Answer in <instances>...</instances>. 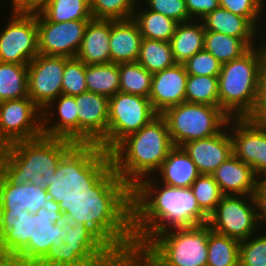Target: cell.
Listing matches in <instances>:
<instances>
[{
	"label": "cell",
	"mask_w": 266,
	"mask_h": 266,
	"mask_svg": "<svg viewBox=\"0 0 266 266\" xmlns=\"http://www.w3.org/2000/svg\"><path fill=\"white\" fill-rule=\"evenodd\" d=\"M185 102L219 106L218 77L188 75Z\"/></svg>",
	"instance_id": "obj_38"
},
{
	"label": "cell",
	"mask_w": 266,
	"mask_h": 266,
	"mask_svg": "<svg viewBox=\"0 0 266 266\" xmlns=\"http://www.w3.org/2000/svg\"><path fill=\"white\" fill-rule=\"evenodd\" d=\"M263 43L222 64L218 76L219 107L230 118L256 117L259 113Z\"/></svg>",
	"instance_id": "obj_5"
},
{
	"label": "cell",
	"mask_w": 266,
	"mask_h": 266,
	"mask_svg": "<svg viewBox=\"0 0 266 266\" xmlns=\"http://www.w3.org/2000/svg\"><path fill=\"white\" fill-rule=\"evenodd\" d=\"M258 233L239 243V266H266V233Z\"/></svg>",
	"instance_id": "obj_41"
},
{
	"label": "cell",
	"mask_w": 266,
	"mask_h": 266,
	"mask_svg": "<svg viewBox=\"0 0 266 266\" xmlns=\"http://www.w3.org/2000/svg\"><path fill=\"white\" fill-rule=\"evenodd\" d=\"M61 227L67 236L64 243L89 266H125L126 264L87 226L63 218Z\"/></svg>",
	"instance_id": "obj_17"
},
{
	"label": "cell",
	"mask_w": 266,
	"mask_h": 266,
	"mask_svg": "<svg viewBox=\"0 0 266 266\" xmlns=\"http://www.w3.org/2000/svg\"><path fill=\"white\" fill-rule=\"evenodd\" d=\"M188 75L218 77L221 71L220 63L211 53L203 49L184 63Z\"/></svg>",
	"instance_id": "obj_44"
},
{
	"label": "cell",
	"mask_w": 266,
	"mask_h": 266,
	"mask_svg": "<svg viewBox=\"0 0 266 266\" xmlns=\"http://www.w3.org/2000/svg\"><path fill=\"white\" fill-rule=\"evenodd\" d=\"M136 6L135 0H90V11L93 19H131Z\"/></svg>",
	"instance_id": "obj_39"
},
{
	"label": "cell",
	"mask_w": 266,
	"mask_h": 266,
	"mask_svg": "<svg viewBox=\"0 0 266 266\" xmlns=\"http://www.w3.org/2000/svg\"><path fill=\"white\" fill-rule=\"evenodd\" d=\"M182 147L195 163L200 174L211 175L233 155L228 126L216 135L187 142Z\"/></svg>",
	"instance_id": "obj_21"
},
{
	"label": "cell",
	"mask_w": 266,
	"mask_h": 266,
	"mask_svg": "<svg viewBox=\"0 0 266 266\" xmlns=\"http://www.w3.org/2000/svg\"><path fill=\"white\" fill-rule=\"evenodd\" d=\"M10 13L0 29V62L28 64L39 54L36 9Z\"/></svg>",
	"instance_id": "obj_12"
},
{
	"label": "cell",
	"mask_w": 266,
	"mask_h": 266,
	"mask_svg": "<svg viewBox=\"0 0 266 266\" xmlns=\"http://www.w3.org/2000/svg\"><path fill=\"white\" fill-rule=\"evenodd\" d=\"M142 38L139 27L132 18L111 20V63L137 62Z\"/></svg>",
	"instance_id": "obj_26"
},
{
	"label": "cell",
	"mask_w": 266,
	"mask_h": 266,
	"mask_svg": "<svg viewBox=\"0 0 266 266\" xmlns=\"http://www.w3.org/2000/svg\"><path fill=\"white\" fill-rule=\"evenodd\" d=\"M200 209L209 216L224 194L212 175L200 174L190 187Z\"/></svg>",
	"instance_id": "obj_40"
},
{
	"label": "cell",
	"mask_w": 266,
	"mask_h": 266,
	"mask_svg": "<svg viewBox=\"0 0 266 266\" xmlns=\"http://www.w3.org/2000/svg\"><path fill=\"white\" fill-rule=\"evenodd\" d=\"M84 64L79 59L70 58L65 63V69L62 78V94L67 96H76L88 91L85 80Z\"/></svg>",
	"instance_id": "obj_42"
},
{
	"label": "cell",
	"mask_w": 266,
	"mask_h": 266,
	"mask_svg": "<svg viewBox=\"0 0 266 266\" xmlns=\"http://www.w3.org/2000/svg\"><path fill=\"white\" fill-rule=\"evenodd\" d=\"M42 135V110L29 97L0 102V148Z\"/></svg>",
	"instance_id": "obj_13"
},
{
	"label": "cell",
	"mask_w": 266,
	"mask_h": 266,
	"mask_svg": "<svg viewBox=\"0 0 266 266\" xmlns=\"http://www.w3.org/2000/svg\"><path fill=\"white\" fill-rule=\"evenodd\" d=\"M76 143L40 136L0 148V173L12 184L47 188L62 157Z\"/></svg>",
	"instance_id": "obj_4"
},
{
	"label": "cell",
	"mask_w": 266,
	"mask_h": 266,
	"mask_svg": "<svg viewBox=\"0 0 266 266\" xmlns=\"http://www.w3.org/2000/svg\"><path fill=\"white\" fill-rule=\"evenodd\" d=\"M224 195H254L258 177L253 168L231 155L212 174Z\"/></svg>",
	"instance_id": "obj_23"
},
{
	"label": "cell",
	"mask_w": 266,
	"mask_h": 266,
	"mask_svg": "<svg viewBox=\"0 0 266 266\" xmlns=\"http://www.w3.org/2000/svg\"><path fill=\"white\" fill-rule=\"evenodd\" d=\"M39 54L75 58L90 20L50 22L36 9Z\"/></svg>",
	"instance_id": "obj_15"
},
{
	"label": "cell",
	"mask_w": 266,
	"mask_h": 266,
	"mask_svg": "<svg viewBox=\"0 0 266 266\" xmlns=\"http://www.w3.org/2000/svg\"><path fill=\"white\" fill-rule=\"evenodd\" d=\"M37 9L55 23L93 19L90 0H45Z\"/></svg>",
	"instance_id": "obj_31"
},
{
	"label": "cell",
	"mask_w": 266,
	"mask_h": 266,
	"mask_svg": "<svg viewBox=\"0 0 266 266\" xmlns=\"http://www.w3.org/2000/svg\"><path fill=\"white\" fill-rule=\"evenodd\" d=\"M201 21L205 30L240 38L250 48L256 46L259 41L263 42L257 37L260 31L246 17L234 14L220 6L208 13Z\"/></svg>",
	"instance_id": "obj_27"
},
{
	"label": "cell",
	"mask_w": 266,
	"mask_h": 266,
	"mask_svg": "<svg viewBox=\"0 0 266 266\" xmlns=\"http://www.w3.org/2000/svg\"><path fill=\"white\" fill-rule=\"evenodd\" d=\"M63 218L59 204L48 197V205L29 214V242L6 266H36L51 246L59 247L67 236L61 227Z\"/></svg>",
	"instance_id": "obj_9"
},
{
	"label": "cell",
	"mask_w": 266,
	"mask_h": 266,
	"mask_svg": "<svg viewBox=\"0 0 266 266\" xmlns=\"http://www.w3.org/2000/svg\"><path fill=\"white\" fill-rule=\"evenodd\" d=\"M233 155L266 176V124L256 117L230 118L227 123Z\"/></svg>",
	"instance_id": "obj_14"
},
{
	"label": "cell",
	"mask_w": 266,
	"mask_h": 266,
	"mask_svg": "<svg viewBox=\"0 0 266 266\" xmlns=\"http://www.w3.org/2000/svg\"><path fill=\"white\" fill-rule=\"evenodd\" d=\"M36 266H89L75 251L62 242L53 245L47 255Z\"/></svg>",
	"instance_id": "obj_45"
},
{
	"label": "cell",
	"mask_w": 266,
	"mask_h": 266,
	"mask_svg": "<svg viewBox=\"0 0 266 266\" xmlns=\"http://www.w3.org/2000/svg\"><path fill=\"white\" fill-rule=\"evenodd\" d=\"M137 62L152 74L176 64L170 42L146 38H142Z\"/></svg>",
	"instance_id": "obj_35"
},
{
	"label": "cell",
	"mask_w": 266,
	"mask_h": 266,
	"mask_svg": "<svg viewBox=\"0 0 266 266\" xmlns=\"http://www.w3.org/2000/svg\"><path fill=\"white\" fill-rule=\"evenodd\" d=\"M42 131L43 136L63 138L78 143L76 96L61 94L42 109Z\"/></svg>",
	"instance_id": "obj_20"
},
{
	"label": "cell",
	"mask_w": 266,
	"mask_h": 266,
	"mask_svg": "<svg viewBox=\"0 0 266 266\" xmlns=\"http://www.w3.org/2000/svg\"><path fill=\"white\" fill-rule=\"evenodd\" d=\"M144 0H135L136 3H142Z\"/></svg>",
	"instance_id": "obj_52"
},
{
	"label": "cell",
	"mask_w": 266,
	"mask_h": 266,
	"mask_svg": "<svg viewBox=\"0 0 266 266\" xmlns=\"http://www.w3.org/2000/svg\"><path fill=\"white\" fill-rule=\"evenodd\" d=\"M185 4L192 20H201L220 6L219 0H185Z\"/></svg>",
	"instance_id": "obj_47"
},
{
	"label": "cell",
	"mask_w": 266,
	"mask_h": 266,
	"mask_svg": "<svg viewBox=\"0 0 266 266\" xmlns=\"http://www.w3.org/2000/svg\"><path fill=\"white\" fill-rule=\"evenodd\" d=\"M143 3L149 10L161 13L178 23L192 20L187 12L185 0H144Z\"/></svg>",
	"instance_id": "obj_46"
},
{
	"label": "cell",
	"mask_w": 266,
	"mask_h": 266,
	"mask_svg": "<svg viewBox=\"0 0 266 266\" xmlns=\"http://www.w3.org/2000/svg\"><path fill=\"white\" fill-rule=\"evenodd\" d=\"M132 19L137 23L143 38L164 42H170L178 25L172 18L151 11L141 3H137Z\"/></svg>",
	"instance_id": "obj_30"
},
{
	"label": "cell",
	"mask_w": 266,
	"mask_h": 266,
	"mask_svg": "<svg viewBox=\"0 0 266 266\" xmlns=\"http://www.w3.org/2000/svg\"><path fill=\"white\" fill-rule=\"evenodd\" d=\"M166 121L174 146L220 133L230 117L219 107L183 102L160 114Z\"/></svg>",
	"instance_id": "obj_8"
},
{
	"label": "cell",
	"mask_w": 266,
	"mask_h": 266,
	"mask_svg": "<svg viewBox=\"0 0 266 266\" xmlns=\"http://www.w3.org/2000/svg\"><path fill=\"white\" fill-rule=\"evenodd\" d=\"M69 59L38 54L28 63V97L41 110L62 94V78Z\"/></svg>",
	"instance_id": "obj_16"
},
{
	"label": "cell",
	"mask_w": 266,
	"mask_h": 266,
	"mask_svg": "<svg viewBox=\"0 0 266 266\" xmlns=\"http://www.w3.org/2000/svg\"><path fill=\"white\" fill-rule=\"evenodd\" d=\"M113 168L111 154L98 144L76 143L60 160L49 186L50 199L84 196Z\"/></svg>",
	"instance_id": "obj_6"
},
{
	"label": "cell",
	"mask_w": 266,
	"mask_h": 266,
	"mask_svg": "<svg viewBox=\"0 0 266 266\" xmlns=\"http://www.w3.org/2000/svg\"><path fill=\"white\" fill-rule=\"evenodd\" d=\"M254 197L257 205L258 224H260V230V228H263L261 225L266 224V176L258 178Z\"/></svg>",
	"instance_id": "obj_48"
},
{
	"label": "cell",
	"mask_w": 266,
	"mask_h": 266,
	"mask_svg": "<svg viewBox=\"0 0 266 266\" xmlns=\"http://www.w3.org/2000/svg\"><path fill=\"white\" fill-rule=\"evenodd\" d=\"M27 65L0 62V102L28 97Z\"/></svg>",
	"instance_id": "obj_33"
},
{
	"label": "cell",
	"mask_w": 266,
	"mask_h": 266,
	"mask_svg": "<svg viewBox=\"0 0 266 266\" xmlns=\"http://www.w3.org/2000/svg\"><path fill=\"white\" fill-rule=\"evenodd\" d=\"M87 90L108 99L119 92V65L116 63L86 65Z\"/></svg>",
	"instance_id": "obj_32"
},
{
	"label": "cell",
	"mask_w": 266,
	"mask_h": 266,
	"mask_svg": "<svg viewBox=\"0 0 266 266\" xmlns=\"http://www.w3.org/2000/svg\"><path fill=\"white\" fill-rule=\"evenodd\" d=\"M199 176L195 163L184 148L174 146L153 177L164 185L190 188Z\"/></svg>",
	"instance_id": "obj_28"
},
{
	"label": "cell",
	"mask_w": 266,
	"mask_h": 266,
	"mask_svg": "<svg viewBox=\"0 0 266 266\" xmlns=\"http://www.w3.org/2000/svg\"><path fill=\"white\" fill-rule=\"evenodd\" d=\"M208 224L157 234L136 256V266H207Z\"/></svg>",
	"instance_id": "obj_7"
},
{
	"label": "cell",
	"mask_w": 266,
	"mask_h": 266,
	"mask_svg": "<svg viewBox=\"0 0 266 266\" xmlns=\"http://www.w3.org/2000/svg\"><path fill=\"white\" fill-rule=\"evenodd\" d=\"M256 118L261 121L264 122L266 124V111H260L258 113V115L256 116Z\"/></svg>",
	"instance_id": "obj_50"
},
{
	"label": "cell",
	"mask_w": 266,
	"mask_h": 266,
	"mask_svg": "<svg viewBox=\"0 0 266 266\" xmlns=\"http://www.w3.org/2000/svg\"><path fill=\"white\" fill-rule=\"evenodd\" d=\"M208 223L191 188L173 187L153 176L132 188V232L137 254L160 232Z\"/></svg>",
	"instance_id": "obj_2"
},
{
	"label": "cell",
	"mask_w": 266,
	"mask_h": 266,
	"mask_svg": "<svg viewBox=\"0 0 266 266\" xmlns=\"http://www.w3.org/2000/svg\"><path fill=\"white\" fill-rule=\"evenodd\" d=\"M125 266H136V265L132 262V263L126 264Z\"/></svg>",
	"instance_id": "obj_51"
},
{
	"label": "cell",
	"mask_w": 266,
	"mask_h": 266,
	"mask_svg": "<svg viewBox=\"0 0 266 266\" xmlns=\"http://www.w3.org/2000/svg\"><path fill=\"white\" fill-rule=\"evenodd\" d=\"M158 115L149 98L119 91L109 98L107 136L98 145L110 152L122 139Z\"/></svg>",
	"instance_id": "obj_10"
},
{
	"label": "cell",
	"mask_w": 266,
	"mask_h": 266,
	"mask_svg": "<svg viewBox=\"0 0 266 266\" xmlns=\"http://www.w3.org/2000/svg\"><path fill=\"white\" fill-rule=\"evenodd\" d=\"M110 30L111 20H90L76 58L86 65L111 63Z\"/></svg>",
	"instance_id": "obj_25"
},
{
	"label": "cell",
	"mask_w": 266,
	"mask_h": 266,
	"mask_svg": "<svg viewBox=\"0 0 266 266\" xmlns=\"http://www.w3.org/2000/svg\"><path fill=\"white\" fill-rule=\"evenodd\" d=\"M265 4V0H219L220 7L234 14L246 17L261 33L262 30L259 29V24L263 22L260 18H265L262 17L265 13L263 11Z\"/></svg>",
	"instance_id": "obj_43"
},
{
	"label": "cell",
	"mask_w": 266,
	"mask_h": 266,
	"mask_svg": "<svg viewBox=\"0 0 266 266\" xmlns=\"http://www.w3.org/2000/svg\"><path fill=\"white\" fill-rule=\"evenodd\" d=\"M205 28L201 20L178 23L170 40L173 58L183 64L204 49Z\"/></svg>",
	"instance_id": "obj_29"
},
{
	"label": "cell",
	"mask_w": 266,
	"mask_h": 266,
	"mask_svg": "<svg viewBox=\"0 0 266 266\" xmlns=\"http://www.w3.org/2000/svg\"><path fill=\"white\" fill-rule=\"evenodd\" d=\"M173 147L166 121L159 114L110 151L113 169L132 189L142 179L154 176Z\"/></svg>",
	"instance_id": "obj_3"
},
{
	"label": "cell",
	"mask_w": 266,
	"mask_h": 266,
	"mask_svg": "<svg viewBox=\"0 0 266 266\" xmlns=\"http://www.w3.org/2000/svg\"><path fill=\"white\" fill-rule=\"evenodd\" d=\"M204 49L224 64L241 57L250 47L240 38L205 30Z\"/></svg>",
	"instance_id": "obj_34"
},
{
	"label": "cell",
	"mask_w": 266,
	"mask_h": 266,
	"mask_svg": "<svg viewBox=\"0 0 266 266\" xmlns=\"http://www.w3.org/2000/svg\"><path fill=\"white\" fill-rule=\"evenodd\" d=\"M207 224L214 232L239 242L257 234L259 224L254 195H224L208 216Z\"/></svg>",
	"instance_id": "obj_11"
},
{
	"label": "cell",
	"mask_w": 266,
	"mask_h": 266,
	"mask_svg": "<svg viewBox=\"0 0 266 266\" xmlns=\"http://www.w3.org/2000/svg\"><path fill=\"white\" fill-rule=\"evenodd\" d=\"M239 243L212 230L208 237L207 266H239Z\"/></svg>",
	"instance_id": "obj_37"
},
{
	"label": "cell",
	"mask_w": 266,
	"mask_h": 266,
	"mask_svg": "<svg viewBox=\"0 0 266 266\" xmlns=\"http://www.w3.org/2000/svg\"><path fill=\"white\" fill-rule=\"evenodd\" d=\"M27 210H0V266H6L29 242Z\"/></svg>",
	"instance_id": "obj_22"
},
{
	"label": "cell",
	"mask_w": 266,
	"mask_h": 266,
	"mask_svg": "<svg viewBox=\"0 0 266 266\" xmlns=\"http://www.w3.org/2000/svg\"><path fill=\"white\" fill-rule=\"evenodd\" d=\"M44 187L33 184H12L0 173V210H27L32 214L48 205Z\"/></svg>",
	"instance_id": "obj_24"
},
{
	"label": "cell",
	"mask_w": 266,
	"mask_h": 266,
	"mask_svg": "<svg viewBox=\"0 0 266 266\" xmlns=\"http://www.w3.org/2000/svg\"><path fill=\"white\" fill-rule=\"evenodd\" d=\"M187 77L184 64L179 63L153 74L149 99L158 114L185 102Z\"/></svg>",
	"instance_id": "obj_19"
},
{
	"label": "cell",
	"mask_w": 266,
	"mask_h": 266,
	"mask_svg": "<svg viewBox=\"0 0 266 266\" xmlns=\"http://www.w3.org/2000/svg\"><path fill=\"white\" fill-rule=\"evenodd\" d=\"M45 0H12L11 10H35Z\"/></svg>",
	"instance_id": "obj_49"
},
{
	"label": "cell",
	"mask_w": 266,
	"mask_h": 266,
	"mask_svg": "<svg viewBox=\"0 0 266 266\" xmlns=\"http://www.w3.org/2000/svg\"><path fill=\"white\" fill-rule=\"evenodd\" d=\"M58 204L64 218L91 229L125 264L134 262L132 189L113 168L84 196Z\"/></svg>",
	"instance_id": "obj_1"
},
{
	"label": "cell",
	"mask_w": 266,
	"mask_h": 266,
	"mask_svg": "<svg viewBox=\"0 0 266 266\" xmlns=\"http://www.w3.org/2000/svg\"><path fill=\"white\" fill-rule=\"evenodd\" d=\"M119 91L149 98L152 76L138 62L119 63Z\"/></svg>",
	"instance_id": "obj_36"
},
{
	"label": "cell",
	"mask_w": 266,
	"mask_h": 266,
	"mask_svg": "<svg viewBox=\"0 0 266 266\" xmlns=\"http://www.w3.org/2000/svg\"><path fill=\"white\" fill-rule=\"evenodd\" d=\"M108 105L107 97L93 92L76 95L79 144H99L107 136Z\"/></svg>",
	"instance_id": "obj_18"
}]
</instances>
